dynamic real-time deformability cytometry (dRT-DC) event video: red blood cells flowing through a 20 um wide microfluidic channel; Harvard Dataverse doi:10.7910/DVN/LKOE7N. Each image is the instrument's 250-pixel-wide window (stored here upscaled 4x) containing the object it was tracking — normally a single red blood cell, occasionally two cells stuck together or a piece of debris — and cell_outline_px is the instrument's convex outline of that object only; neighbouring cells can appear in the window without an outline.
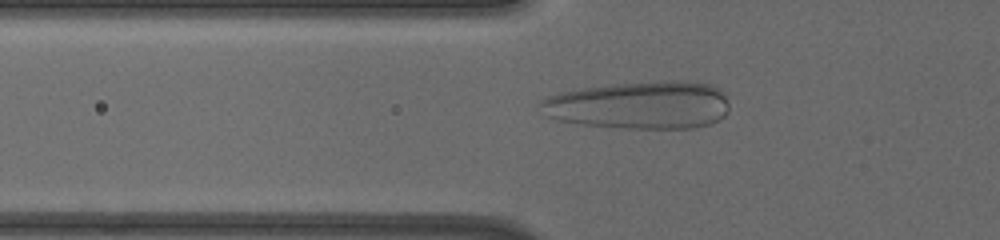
{"species": "human", "species_latin": "Homo sapiens", "temperature_condition": "cold", "stored_images_in_passage": 23, "camera_frame_rate_fps": 3000, "um_per_image_px": 0.085, "donor": {"sex": "male"}, "frame": {"image": 1, "passage_image": 6, "time_ms": 4.0, "image_size_px": [1000, 240], "cell_outline_px": [[728, 112], [720, 120], [708, 124], [692, 128], [624, 128], [584, 124], [556, 120], [548, 116], [540, 104], [540, 100], [548, 96], [560, 92], [580, 88], [608, 84], [660, 80], [688, 80], [712, 84], [724, 92], [728, 104]], "centroid_in_image_um": [54.42, 8.91], "position_along_channel_um": 71.4, "area_um2": 53.12}}
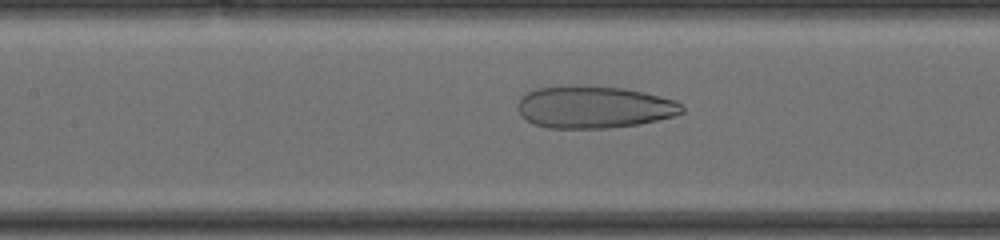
{"frame": {"image": 2, "passage_image": 11, "time_ms": 6.333, "image_size_px": [1000, 240], "cell_outline_px": [[684, 112], [672, 116], [640, 124], [608, 128], [548, 128], [532, 124], [520, 116], [516, 104], [520, 96], [536, 88], [624, 88], [644, 92], [676, 100], [684, 108]], "centroid_in_image_um": [50.47, 9.15], "position_along_channel_um": 156.9, "area_um2": 39.71}}
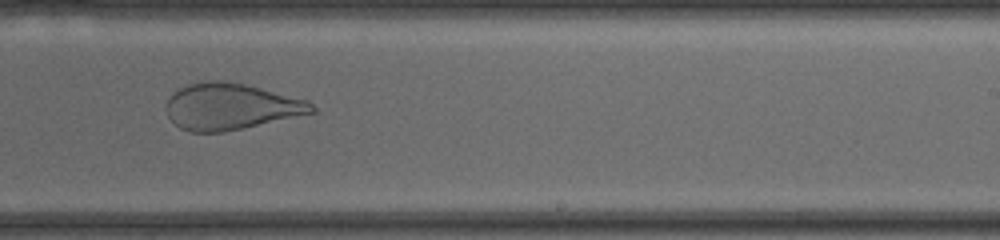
{"frame": {"image": 3, "passage_image": 20, "time_ms": 9.333, "image_size_px": [1000, 240], "cell_outline_px": [[316, 112], [224, 132], [188, 132], [180, 128], [168, 116], [168, 96], [172, 92], [188, 84], [200, 80], [216, 80], [244, 84], [308, 100], [316, 108]], "centroid_in_image_um": [19.6, 9.05], "position_along_channel_um": 269.4, "area_um2": 39.13}}